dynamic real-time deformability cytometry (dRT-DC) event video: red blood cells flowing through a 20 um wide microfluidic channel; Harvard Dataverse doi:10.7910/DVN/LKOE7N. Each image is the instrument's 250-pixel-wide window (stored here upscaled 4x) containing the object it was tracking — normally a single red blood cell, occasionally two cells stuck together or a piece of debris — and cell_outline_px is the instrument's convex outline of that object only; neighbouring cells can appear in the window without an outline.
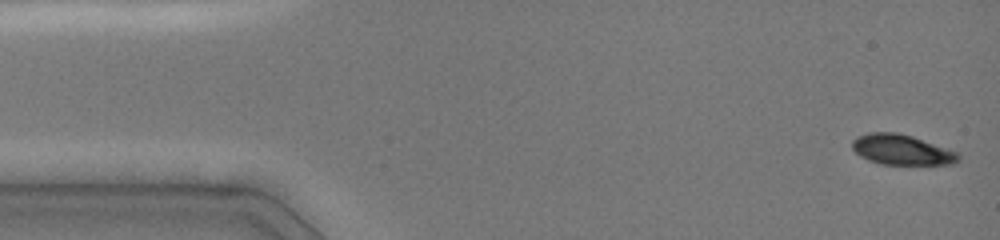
{"species": "common noctule bat (a hibernating species)", "species_latin": "Nyctalus noctula", "temperature_condition": "cold", "stored_images_in_passage": 9, "camera_frame_rate_fps": 3000, "um_per_image_px": 0.085, "animal": {"sex": "female", "body_mass_g": 19.0, "forearm_length_mm": 51.5}, "frame": {"image": 1, "passage_image": 1, "time_ms": 0.0, "image_size_px": [1000, 240], "cell_outline_px": [[960, 160], [952, 164], [880, 164], [868, 160], [860, 156], [852, 148], [852, 140], [856, 136], [868, 132], [896, 132], [912, 136], [956, 152], [960, 156]], "centroid_in_image_um": [76.59, 12.72], "position_along_channel_um": 8.4, "area_um2": 18.61}}
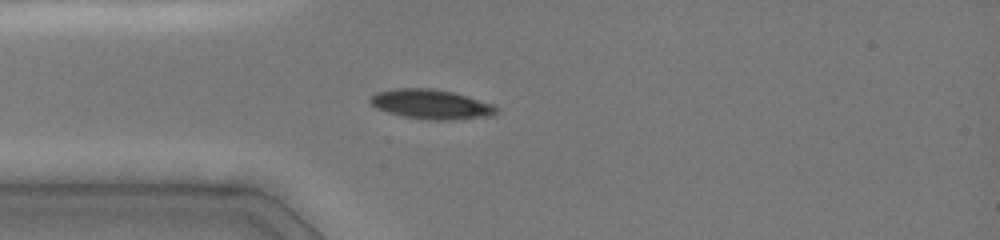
{"frame": {"image": 2, "passage_image": 8, "time_ms": 3.667, "image_size_px": [1000, 240], "cell_outline_px": [[496, 112], [492, 116], [448, 120], [436, 120], [404, 116], [388, 112], [376, 108], [368, 100], [376, 92], [392, 88], [432, 88], [452, 92], [492, 104], [496, 108]], "centroid_in_image_um": [36.6, 8.85], "position_along_channel_um": 48.4, "area_um2": 21.44}}